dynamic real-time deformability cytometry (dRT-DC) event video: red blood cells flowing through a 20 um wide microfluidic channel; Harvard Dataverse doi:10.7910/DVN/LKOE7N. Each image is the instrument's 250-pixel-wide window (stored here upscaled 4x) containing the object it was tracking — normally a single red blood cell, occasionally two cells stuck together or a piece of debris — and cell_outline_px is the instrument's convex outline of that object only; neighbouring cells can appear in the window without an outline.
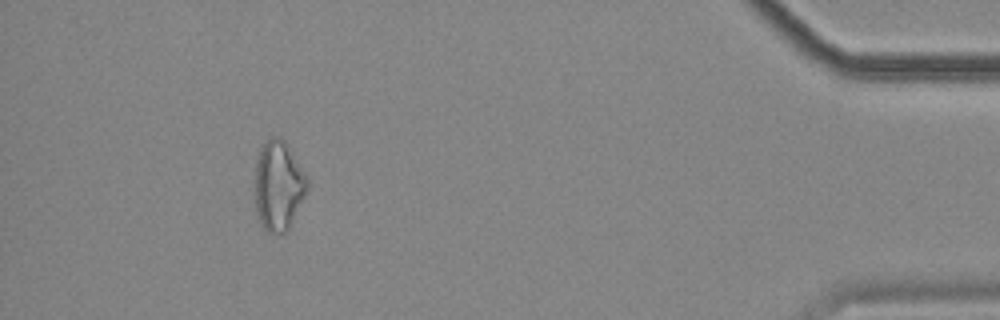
{"species": "common noctule bat (a hibernating species)", "species_latin": "Nyctalus noctula", "temperature_condition": "cold", "stored_images_in_passage": 57, "segment_of_instrument_passage": [2, 2], "camera_frame_rate_fps": 3000, "um_per_image_px": 0.085, "animal": {"sex": "female", "body_mass_g": 18.4}, "frame": {"image": 1, "passage_image": 52, "time_ms": 17.0, "image_size_px": [1000, 320], "cell_outline_px": [[308, 192], [288, 228], [284, 232], [268, 232], [264, 228], [260, 220], [256, 208], [256, 156], [260, 144], [272, 136], [280, 136], [288, 144], [308, 176]], "centroid_in_image_um": [23.69, 15.69], "position_along_channel_um": 411.5, "area_um2": 27.57}}